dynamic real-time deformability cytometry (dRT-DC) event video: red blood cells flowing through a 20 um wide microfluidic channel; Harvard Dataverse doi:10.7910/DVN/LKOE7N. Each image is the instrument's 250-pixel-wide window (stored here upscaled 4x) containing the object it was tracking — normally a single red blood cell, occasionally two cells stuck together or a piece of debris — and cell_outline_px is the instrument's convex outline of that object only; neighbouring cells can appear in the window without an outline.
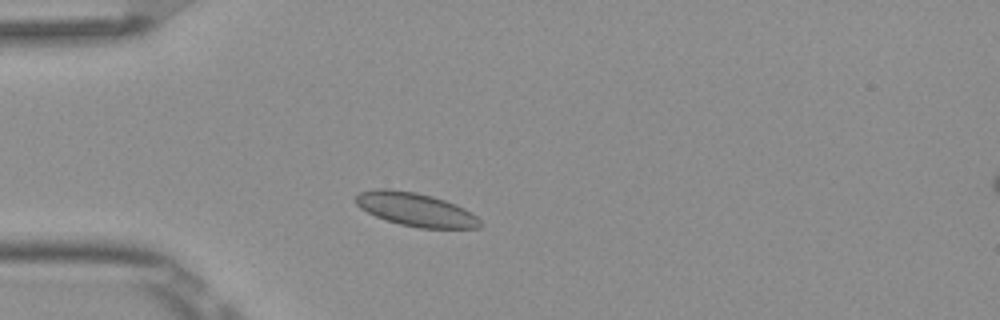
{"species": "Egyptian fruit bat (a non-hibernating species)", "species_latin": "Rousettus aegyptiacus", "temperature_condition": "room temperature", "stored_images_in_passage": 4, "camera_frame_rate_fps": 3000, "um_per_image_px": 0.085, "frame": {"image": 1, "passage_image": 3, "time_ms": 0.667, "image_size_px": [1000, 320], "cell_outline_px": [[484, 224], [480, 228], [420, 228], [400, 224], [376, 216], [360, 208], [356, 204], [356, 196], [360, 192], [376, 188], [388, 188], [416, 192], [432, 196], [456, 204], [464, 208], [476, 216]], "centroid_in_image_um": [35.35, 17.8], "position_along_channel_um": 49.7, "area_um2": 24.22}}